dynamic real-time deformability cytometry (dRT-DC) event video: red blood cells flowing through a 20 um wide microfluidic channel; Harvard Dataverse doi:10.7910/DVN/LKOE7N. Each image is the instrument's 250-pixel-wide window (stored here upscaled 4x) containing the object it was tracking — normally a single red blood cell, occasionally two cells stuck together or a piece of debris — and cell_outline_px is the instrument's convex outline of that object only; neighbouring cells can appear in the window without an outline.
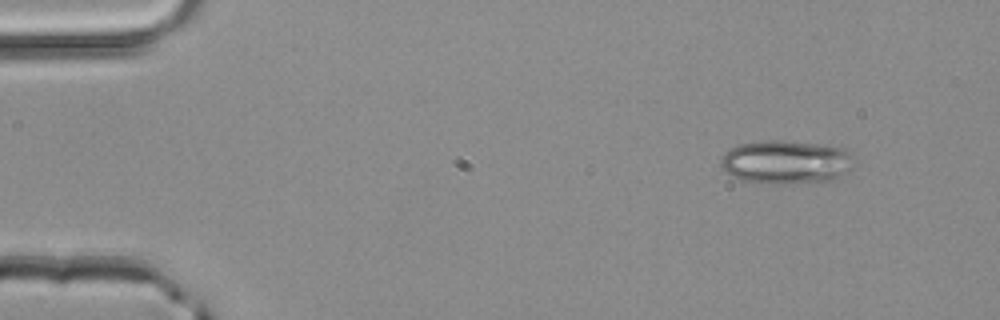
{"species": "common noctule bat (a hibernating species)", "species_latin": "Nyctalus noctula", "temperature_condition": "room temperature", "stored_images_in_passage": 3, "camera_frame_rate_fps": 3000, "um_per_image_px": 0.085, "animal": {"sex": "male", "body_mass_g": 20.4}, "frame": {"image": 1, "passage_image": 1, "time_ms": 0.0, "image_size_px": [1000, 320], "cell_outline_px": [[852, 168], [848, 172], [828, 180], [780, 184], [768, 184], [740, 180], [728, 172], [720, 164], [720, 160], [724, 152], [740, 144], [764, 140], [780, 140], [844, 148], [852, 152]], "centroid_in_image_um": [66.79, 13.77], "position_along_channel_um": 18.2, "area_um2": 33.52}}